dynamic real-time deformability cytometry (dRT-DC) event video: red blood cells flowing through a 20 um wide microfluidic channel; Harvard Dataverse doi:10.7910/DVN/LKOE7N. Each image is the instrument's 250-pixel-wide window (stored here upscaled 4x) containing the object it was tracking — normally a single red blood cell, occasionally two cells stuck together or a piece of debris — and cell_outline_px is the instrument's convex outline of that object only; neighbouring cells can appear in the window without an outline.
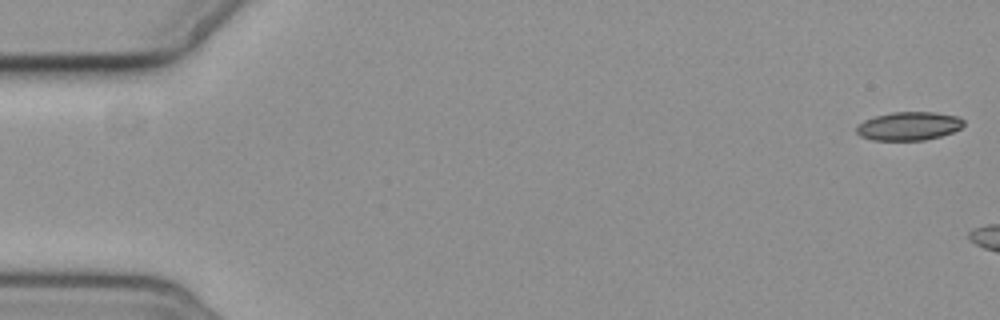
{"species": "common noctule bat (a hibernating species)", "species_latin": "Nyctalus noctula", "temperature_condition": "cold", "stored_images_in_passage": 8, "camera_frame_rate_fps": 3000, "um_per_image_px": 0.085, "animal": {"sex": "female", "body_mass_g": 19.3, "forearm_length_mm": 54.1}, "frame": {"image": 1, "passage_image": 1, "time_ms": 0.0, "image_size_px": [1000, 320], "cell_outline_px": [[964, 124], [960, 128], [952, 132], [940, 136], [924, 140], [872, 140], [860, 136], [856, 132], [856, 124], [864, 120], [876, 116], [892, 112], [936, 112], [960, 116], [964, 120]], "centroid_in_image_um": [77.24, 10.71], "position_along_channel_um": 7.8, "area_um2": 17.92}}